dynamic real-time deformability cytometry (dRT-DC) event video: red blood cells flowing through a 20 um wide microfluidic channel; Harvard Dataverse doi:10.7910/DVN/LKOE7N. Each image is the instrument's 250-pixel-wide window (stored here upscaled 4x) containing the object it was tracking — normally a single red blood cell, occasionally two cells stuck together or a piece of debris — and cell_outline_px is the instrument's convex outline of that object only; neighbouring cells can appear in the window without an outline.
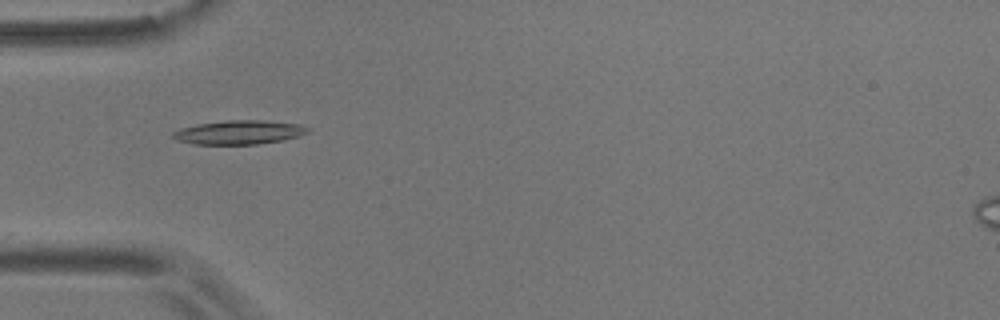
{"species": "common noctule bat (a hibernating species)", "species_latin": "Nyctalus noctula", "temperature_condition": "room temperature", "stored_images_in_passage": 34, "camera_frame_rate_fps": 3000, "um_per_image_px": 0.085, "animal": {"sex": "male", "body_mass_g": 17.9}, "frame": {"image": 1, "passage_image": 7, "time_ms": 2.0, "image_size_px": [1000, 320], "cell_outline_px": [[312, 128], [308, 132], [300, 136], [284, 140], [256, 144], [192, 144], [176, 140], [172, 136], [172, 132], [180, 128], [196, 124], [228, 120], [264, 120], [300, 124]], "centroid_in_image_um": [20.34, 11.24], "position_along_channel_um": 64.7, "area_um2": 19.02}}
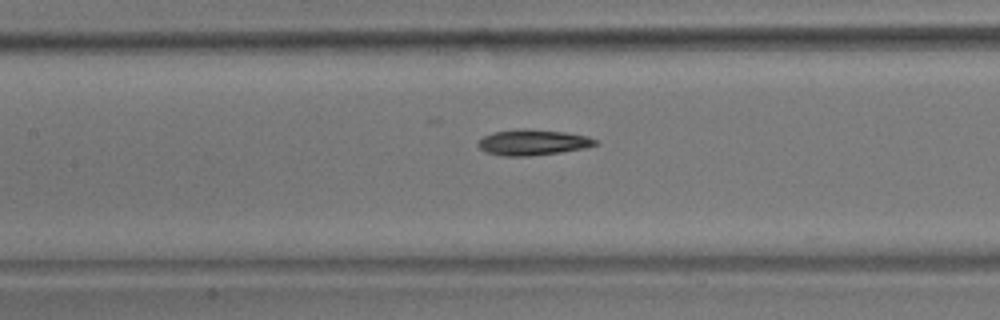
{"frame": {"image": 2, "passage_image": 15, "time_ms": 4.667, "image_size_px": [1000, 320], "cell_outline_px": [[600, 144], [584, 148], [560, 152], [528, 156], [500, 156], [488, 152], [480, 148], [476, 144], [484, 136], [492, 132], [524, 128], [564, 132], [588, 136], [596, 140]], "centroid_in_image_um": [45.29, 12.1], "position_along_channel_um": 162.1, "area_um2": 17.51}}
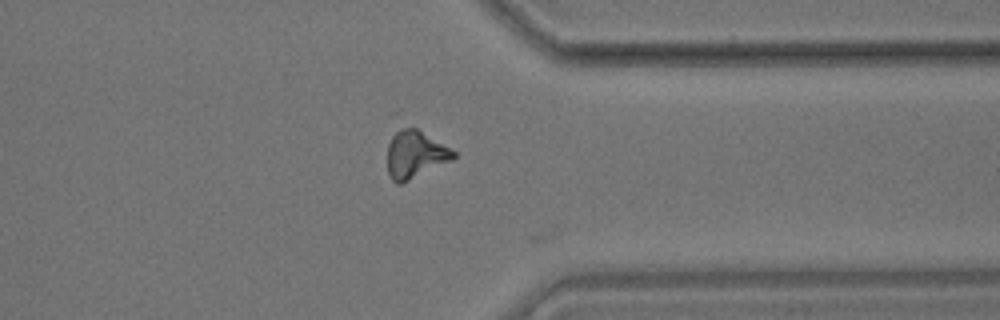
{"frame": {"image": 3, "passage_image": 33, "time_ms": 10.667, "image_size_px": [1000, 320], "cell_outline_px": [[456, 156], [452, 160], [400, 184], [396, 184], [392, 180], [388, 172], [388, 144], [392, 136], [400, 128], [416, 128], [456, 152]], "centroid_in_image_um": [35.27, 13.14], "position_along_channel_um": 376.1, "area_um2": 17.92}, "authors_computed_cell_mechanics": {"area_um2": 17.3689, "velocity_mm_per_s": 3.6469, "shape_relaxation_time_tau1_ms": 4.5768, "shape_relaxation_time_tau2_ms": 6.9134, "deformation_change_tau1": 0.1652, "deformation_change_tau2": 0.1824}}